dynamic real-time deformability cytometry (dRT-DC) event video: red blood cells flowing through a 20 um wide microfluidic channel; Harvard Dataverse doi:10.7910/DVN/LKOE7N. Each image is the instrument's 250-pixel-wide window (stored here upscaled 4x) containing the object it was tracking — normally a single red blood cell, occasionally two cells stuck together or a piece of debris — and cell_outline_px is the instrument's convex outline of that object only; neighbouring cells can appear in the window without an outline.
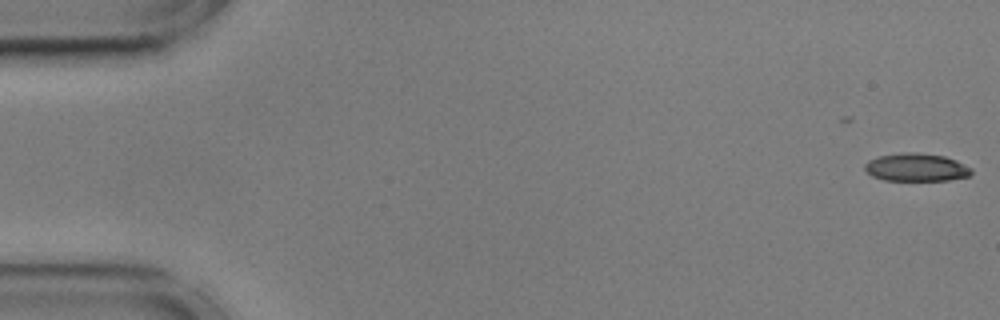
{"species": "common noctule bat (a hibernating species)", "species_latin": "Nyctalus noctula", "temperature_condition": "cold", "stored_images_in_passage": 35, "camera_frame_rate_fps": 3000, "um_per_image_px": 0.085, "animal": {"sex": "male", "body_mass_g": 17.9, "forearm_length_mm": 54.2}, "frame": {"image": 1, "passage_image": 1, "time_ms": 0.0, "image_size_px": [1000, 320], "cell_outline_px": [[972, 172], [968, 176], [948, 180], [884, 180], [872, 176], [864, 168], [864, 164], [868, 160], [876, 156], [904, 152], [916, 152], [944, 156], [956, 160], [972, 168]], "centroid_in_image_um": [77.86, 14.21], "position_along_channel_um": 7.1, "area_um2": 17.4}}
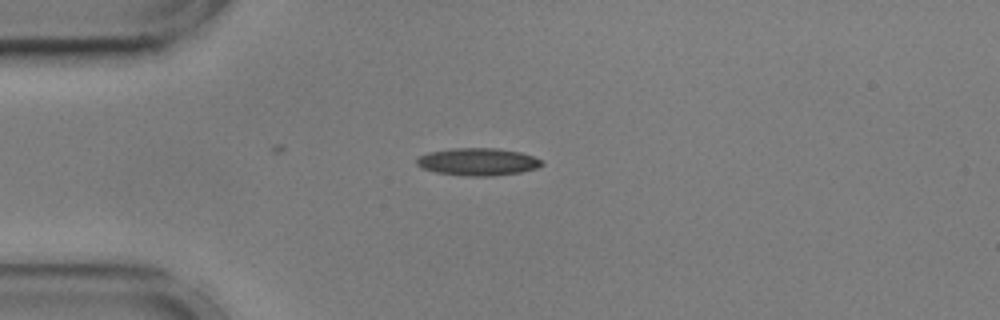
{"frame": {"image": 2, "passage_image": 14, "time_ms": 4.333, "image_size_px": [1000, 320], "cell_outline_px": [[544, 164], [540, 168], [520, 172], [492, 176], [468, 176], [436, 172], [424, 168], [416, 164], [416, 160], [420, 156], [428, 152], [456, 148], [496, 148], [520, 152], [532, 156], [540, 160]], "centroid_in_image_um": [40.64, 13.75], "position_along_channel_um": 44.4, "area_um2": 19.88}}
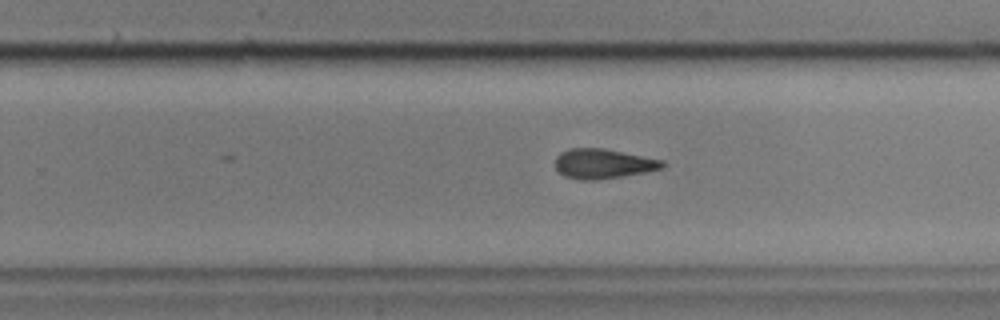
{"frame": {"image": 3, "passage_image": 35, "time_ms": 11.333, "image_size_px": [1000, 320], "cell_outline_px": [[664, 164], [660, 168], [644, 172], [596, 180], [580, 180], [564, 176], [556, 168], [556, 156], [560, 152], [568, 148], [604, 148], [664, 160]], "centroid_in_image_um": [51.22, 13.9], "position_along_channel_um": 278.6, "area_um2": 18.44}}